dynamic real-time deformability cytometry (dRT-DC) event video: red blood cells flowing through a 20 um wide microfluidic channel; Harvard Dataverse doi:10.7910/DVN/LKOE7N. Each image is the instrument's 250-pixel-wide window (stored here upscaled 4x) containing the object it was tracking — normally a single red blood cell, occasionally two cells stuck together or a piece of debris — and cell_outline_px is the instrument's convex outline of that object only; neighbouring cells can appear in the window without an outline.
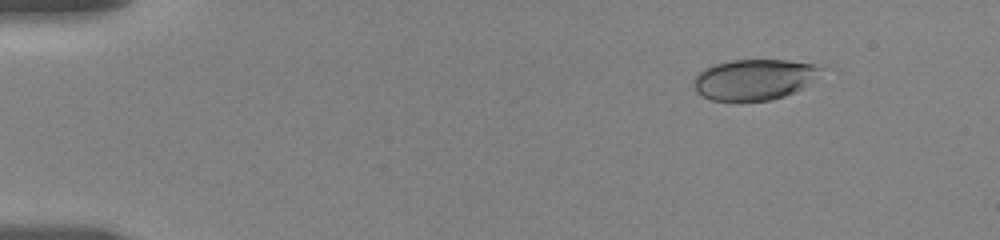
{"species": "human", "species_latin": "Homo sapiens", "temperature_condition": "room temperature", "stored_images_in_passage": 27, "camera_frame_rate_fps": 3000, "um_per_image_px": 0.085, "donor": {"sex": "female"}, "frame": {"image": 1, "passage_image": 2, "time_ms": 1.0, "image_size_px": [1000, 240], "cell_outline_px": [[832, 68], [796, 92], [772, 100], [712, 100], [696, 92], [692, 84], [692, 80], [704, 68], [712, 64], [732, 60], [788, 60], [824, 64]], "centroid_in_image_um": [64.24, 6.72], "position_along_channel_um": 20.8, "area_um2": 31.04}}
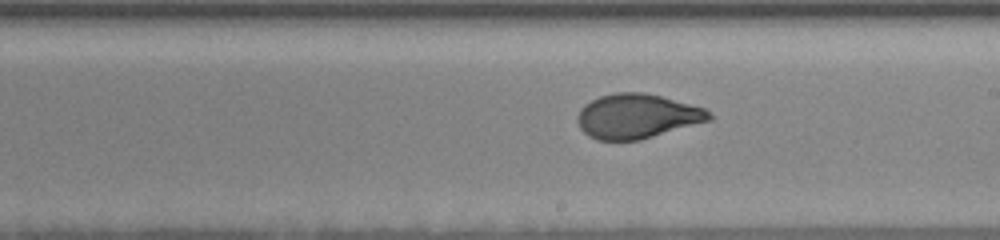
{"frame": {"image": 2, "passage_image": 15, "time_ms": 9.667, "image_size_px": [1000, 240], "cell_outline_px": [[712, 120], [640, 140], [596, 140], [588, 136], [580, 128], [576, 120], [576, 116], [580, 108], [584, 104], [600, 96], [616, 92], [644, 92], [660, 96], [704, 108], [712, 112]], "centroid_in_image_um": [54.13, 9.88], "position_along_channel_um": 234.9, "area_um2": 34.33}}
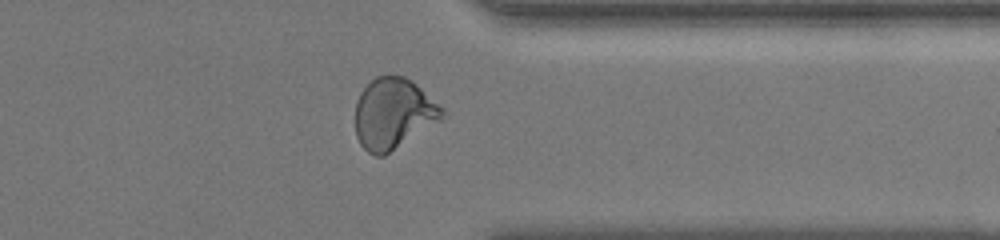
{"frame": {"image": 3, "passage_image": 24, "time_ms": 13.667, "image_size_px": [1000, 240], "cell_outline_px": [[448, 116], [384, 156], [376, 156], [368, 152], [360, 144], [356, 136], [356, 100], [360, 92], [376, 76], [404, 76], [412, 80], [444, 108]], "centroid_in_image_um": [33.47, 9.66], "position_along_channel_um": 377.9, "area_um2": 36.07}, "authors_computed_cell_mechanics": {"area_um2": 34.3332, "velocity_mm_per_s": 3.6381, "shape_relaxation_time_tau1_ms": 4.3981, "shape_relaxation_time_tau2_ms": null, "deformation_change_tau1": 0.1768, "deformation_change_tau2": null}}